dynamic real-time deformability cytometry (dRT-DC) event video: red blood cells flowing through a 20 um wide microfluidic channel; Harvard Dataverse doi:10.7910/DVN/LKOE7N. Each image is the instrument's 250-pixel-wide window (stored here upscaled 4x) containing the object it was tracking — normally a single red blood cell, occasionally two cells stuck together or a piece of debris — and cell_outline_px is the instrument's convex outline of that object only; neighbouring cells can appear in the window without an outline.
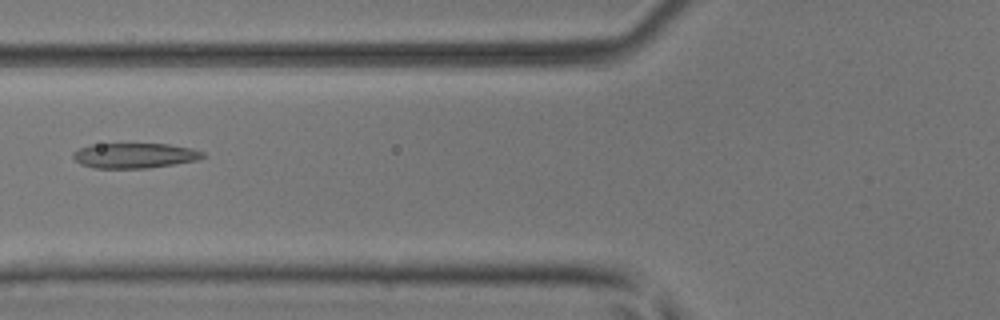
{"species": "common noctule bat (a hibernating species)", "species_latin": "Nyctalus noctula", "temperature_condition": "room temperature", "stored_images_in_passage": 3, "camera_frame_rate_fps": 3000, "um_per_image_px": 0.085, "animal": {"sex": "male", "body_mass_g": 17.9, "forearm_length_mm": 54.2}, "frame": {"image": 1, "passage_image": 2, "time_ms": 0.333, "image_size_px": [1000, 320], "cell_outline_px": [[204, 156], [196, 160], [148, 168], [96, 168], [80, 164], [72, 156], [72, 152], [80, 148], [92, 144], [168, 144], [192, 148], [204, 152]], "centroid_in_image_um": [11.42, 13.22], "position_along_channel_um": 114.4, "area_um2": 18.84}}
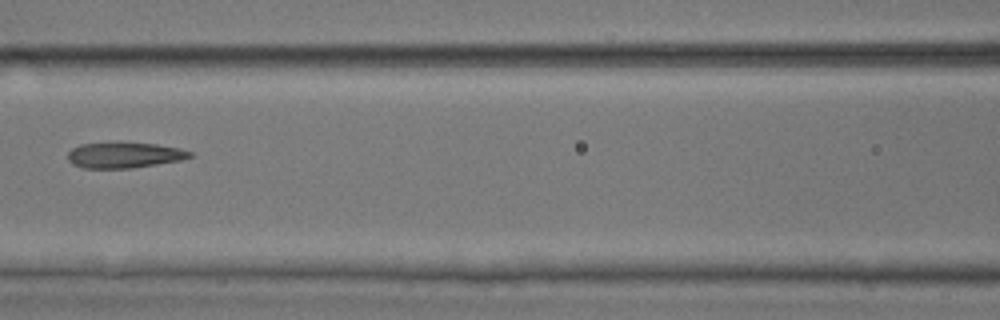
{"frame": {"image": 2, "passage_image": 3, "time_ms": 0.667, "image_size_px": [1000, 320], "cell_outline_px": [[192, 156], [180, 160], [132, 168], [84, 168], [72, 164], [68, 160], [68, 152], [72, 148], [80, 144], [112, 140], [120, 140], [156, 144], [180, 148], [192, 152]], "centroid_in_image_um": [10.52, 13.14], "position_along_channel_um": 156.1, "area_um2": 18.96}}